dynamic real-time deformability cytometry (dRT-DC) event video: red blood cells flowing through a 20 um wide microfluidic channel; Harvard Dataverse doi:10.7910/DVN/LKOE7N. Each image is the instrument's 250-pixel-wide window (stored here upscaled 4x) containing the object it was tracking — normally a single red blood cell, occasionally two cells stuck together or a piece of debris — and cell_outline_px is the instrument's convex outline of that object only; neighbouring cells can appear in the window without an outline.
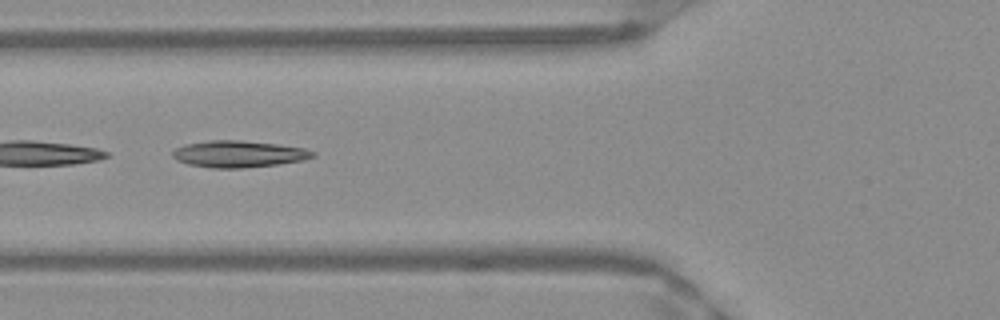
{"species": "Egyptian fruit bat (a non-hibernating species)", "species_latin": "Rousettus aegyptiacus", "temperature_condition": "warm", "stored_images_in_passage": 9, "camera_frame_rate_fps": 3000, "um_per_image_px": 0.085, "frame": {"image": 1, "passage_image": 4, "time_ms": 1.0, "image_size_px": [1000, 320], "cell_outline_px": [[316, 156], [304, 160], [276, 164], [244, 168], [212, 168], [188, 164], [176, 160], [172, 156], [172, 152], [176, 148], [184, 144], [208, 140], [240, 140], [276, 144], [304, 148], [316, 152]], "centroid_in_image_um": [20.27, 13.09], "position_along_channel_um": 105.5, "area_um2": 21.85}}
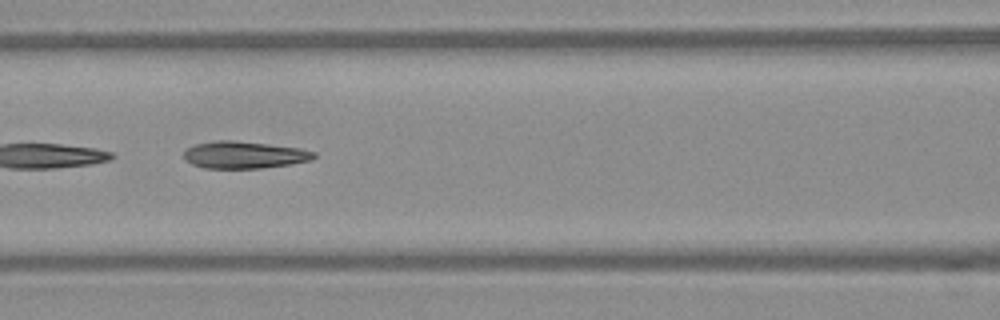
{"frame": {"image": 2, "passage_image": 7, "time_ms": 2.0, "image_size_px": [1000, 320], "cell_outline_px": [[316, 156], [312, 160], [292, 164], [260, 168], [204, 168], [192, 164], [184, 160], [184, 148], [196, 144], [216, 140], [232, 140], [268, 144], [300, 148], [316, 152]], "centroid_in_image_um": [20.74, 13.16], "position_along_channel_um": 145.9, "area_um2": 20.69}}